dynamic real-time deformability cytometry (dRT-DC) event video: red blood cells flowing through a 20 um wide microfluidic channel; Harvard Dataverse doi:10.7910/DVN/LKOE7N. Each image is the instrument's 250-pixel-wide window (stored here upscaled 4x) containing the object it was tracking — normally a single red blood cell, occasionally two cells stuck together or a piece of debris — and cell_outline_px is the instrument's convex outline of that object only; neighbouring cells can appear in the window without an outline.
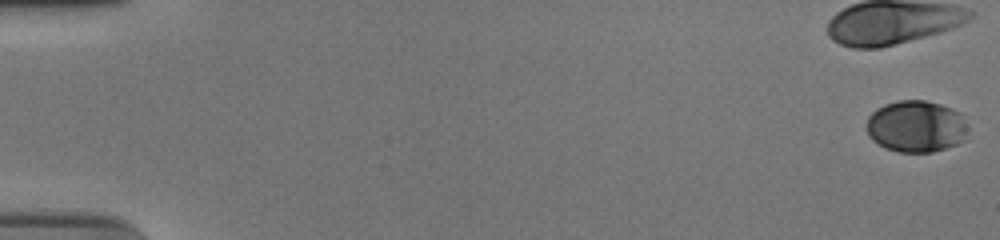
{"species": "human", "species_latin": "Homo sapiens", "temperature_condition": "cold", "stored_images_in_passage": 49, "camera_frame_rate_fps": 3000, "um_per_image_px": 0.085, "donor": {"sex": "male"}, "frame": {"image": 1, "passage_image": 1, "time_ms": 0.0, "image_size_px": [1000, 240], "cell_outline_px": [[968, 140], [932, 152], [900, 152], [884, 148], [872, 140], [868, 136], [868, 116], [876, 108], [884, 104], [896, 100], [924, 100], [940, 104], [952, 108], [960, 112], [968, 124]], "centroid_in_image_um": [77.91, 10.74], "position_along_channel_um": 7.1, "area_um2": 31.1}, "authors_computed_cell_mechanics": {"area_um2": 33.6396, "velocity_mm_per_s": 3.7267, "shape_relaxation_time_tau1_ms": 1.057, "shape_relaxation_time_tau2_ms": null, "deformation_change_tau1": 0.3035, "deformation_change_tau2": null}}